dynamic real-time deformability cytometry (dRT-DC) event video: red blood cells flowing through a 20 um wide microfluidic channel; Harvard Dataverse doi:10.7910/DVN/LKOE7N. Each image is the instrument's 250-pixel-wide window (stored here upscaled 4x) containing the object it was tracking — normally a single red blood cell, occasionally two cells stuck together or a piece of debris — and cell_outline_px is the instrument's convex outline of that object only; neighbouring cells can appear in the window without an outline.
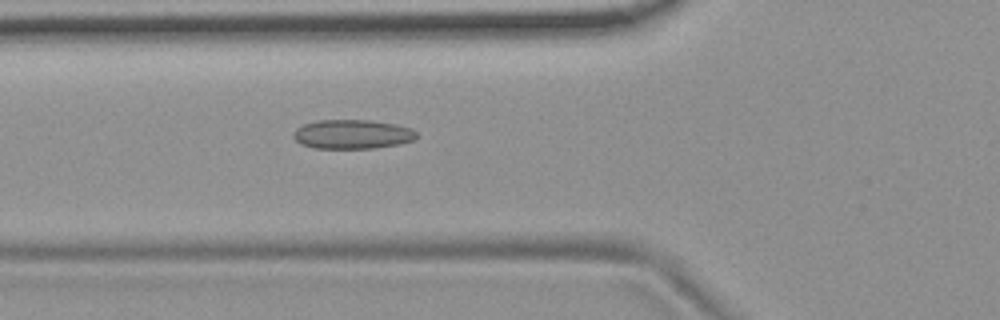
{"species": "common noctule bat (a hibernating species)", "species_latin": "Nyctalus noctula", "temperature_condition": "room temperature", "stored_images_in_passage": 55, "camera_frame_rate_fps": 3000, "um_per_image_px": 0.085, "animal": {"sex": "female", "body_mass_g": 19.9}, "frame": {"image": 1, "passage_image": 20, "time_ms": 6.333, "image_size_px": [1000, 320], "cell_outline_px": [[416, 136], [412, 140], [400, 144], [372, 148], [316, 148], [300, 144], [292, 136], [292, 132], [296, 128], [304, 124], [316, 120], [372, 120], [396, 124], [412, 128], [416, 132]], "centroid_in_image_um": [29.92, 11.4], "position_along_channel_um": 95.9, "area_um2": 21.04}}
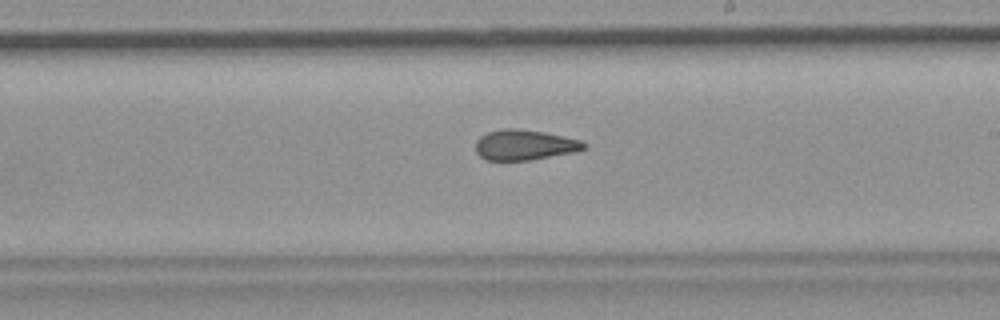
{"frame": {"image": 2, "passage_image": 32, "time_ms": 10.333, "image_size_px": [1000, 320], "cell_outline_px": [[588, 148], [576, 152], [528, 160], [484, 160], [476, 152], [476, 140], [480, 136], [488, 132], [504, 128], [516, 128], [544, 132], [564, 136], [580, 140], [588, 144]], "centroid_in_image_um": [44.61, 12.31], "position_along_channel_um": 244.4, "area_um2": 19.31}}
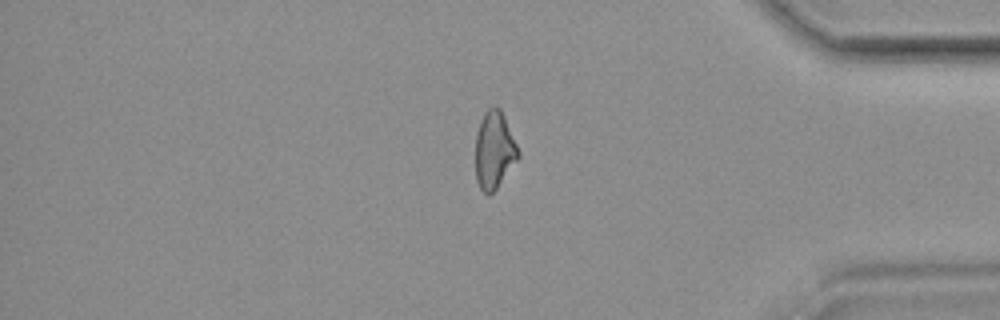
{"frame": {"image": 3, "passage_image": 46, "time_ms": 15.0, "image_size_px": [1000, 320], "cell_outline_px": [[520, 156], [496, 188], [488, 196], [480, 188], [476, 180], [476, 132], [480, 120], [484, 112], [488, 108], [500, 108], [504, 116], [520, 152]], "centroid_in_image_um": [42.0, 12.76], "position_along_channel_um": 393.2, "area_um2": 19.07}, "authors_computed_cell_mechanics": {"area_um2": 20.2878, "velocity_mm_per_s": 3.7127, "shape_relaxation_time_tau1_ms": null, "shape_relaxation_time_tau2_ms": 2.3745, "deformation_change_tau1": null, "deformation_change_tau2": 0.0884}}